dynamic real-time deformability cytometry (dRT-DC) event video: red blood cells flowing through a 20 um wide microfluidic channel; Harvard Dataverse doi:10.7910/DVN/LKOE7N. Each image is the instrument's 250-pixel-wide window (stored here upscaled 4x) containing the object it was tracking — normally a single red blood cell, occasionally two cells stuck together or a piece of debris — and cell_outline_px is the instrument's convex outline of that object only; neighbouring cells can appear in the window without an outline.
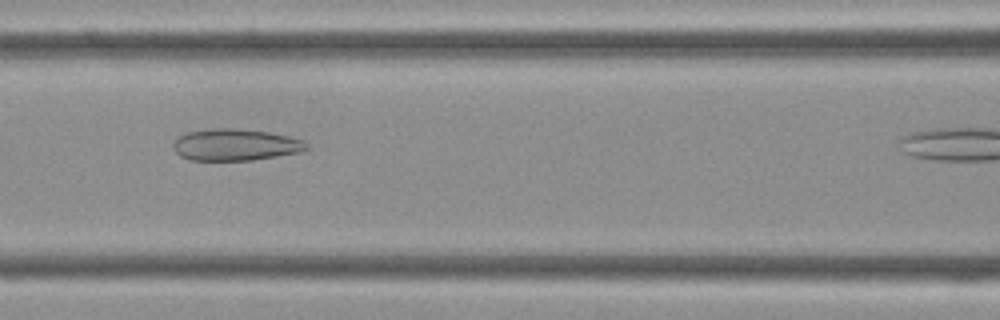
{"species": "Egyptian fruit bat (a non-hibernating species)", "species_latin": "Rousettus aegyptiacus", "temperature_condition": "cold", "stored_images_in_passage": 13, "camera_frame_rate_fps": 3000, "um_per_image_px": 0.085, "frame": {"image": 1, "passage_image": 10, "time_ms": 3.0, "image_size_px": [1000, 320], "cell_outline_px": [[308, 148], [300, 152], [252, 160], [188, 160], [180, 156], [176, 152], [172, 144], [180, 136], [188, 132], [220, 128], [228, 128], [268, 132], [288, 136], [304, 140], [308, 144]], "centroid_in_image_um": [20.02, 12.32], "position_along_channel_um": 146.6, "area_um2": 24.33}}